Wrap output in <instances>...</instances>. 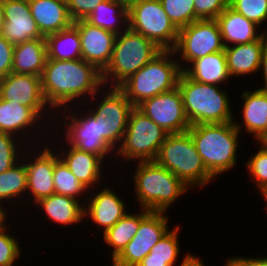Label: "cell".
<instances>
[{"instance_id":"6da1fadb","label":"cell","mask_w":267,"mask_h":266,"mask_svg":"<svg viewBox=\"0 0 267 266\" xmlns=\"http://www.w3.org/2000/svg\"><path fill=\"white\" fill-rule=\"evenodd\" d=\"M41 83L46 102L57 108L85 93L96 96L103 80L102 72L83 59H46Z\"/></svg>"},{"instance_id":"7a4b0ae2","label":"cell","mask_w":267,"mask_h":266,"mask_svg":"<svg viewBox=\"0 0 267 266\" xmlns=\"http://www.w3.org/2000/svg\"><path fill=\"white\" fill-rule=\"evenodd\" d=\"M241 126L233 122L191 125L187 130L206 169L214 177L234 167Z\"/></svg>"},{"instance_id":"3957f363","label":"cell","mask_w":267,"mask_h":266,"mask_svg":"<svg viewBox=\"0 0 267 266\" xmlns=\"http://www.w3.org/2000/svg\"><path fill=\"white\" fill-rule=\"evenodd\" d=\"M177 86L190 125L234 122L228 96L217 85L192 80L182 71Z\"/></svg>"},{"instance_id":"277c9868","label":"cell","mask_w":267,"mask_h":266,"mask_svg":"<svg viewBox=\"0 0 267 266\" xmlns=\"http://www.w3.org/2000/svg\"><path fill=\"white\" fill-rule=\"evenodd\" d=\"M170 54H174L173 50H162L119 86L134 107L145 99L177 87L182 67L170 57L168 60Z\"/></svg>"},{"instance_id":"5b68a950","label":"cell","mask_w":267,"mask_h":266,"mask_svg":"<svg viewBox=\"0 0 267 266\" xmlns=\"http://www.w3.org/2000/svg\"><path fill=\"white\" fill-rule=\"evenodd\" d=\"M177 176L187 187L204 186L212 179L188 131L168 134L154 160Z\"/></svg>"},{"instance_id":"8992f818","label":"cell","mask_w":267,"mask_h":266,"mask_svg":"<svg viewBox=\"0 0 267 266\" xmlns=\"http://www.w3.org/2000/svg\"><path fill=\"white\" fill-rule=\"evenodd\" d=\"M137 166L135 191L144 209L165 212L187 190L177 176L155 161L140 162Z\"/></svg>"},{"instance_id":"52a82bcc","label":"cell","mask_w":267,"mask_h":266,"mask_svg":"<svg viewBox=\"0 0 267 266\" xmlns=\"http://www.w3.org/2000/svg\"><path fill=\"white\" fill-rule=\"evenodd\" d=\"M121 34L116 37L111 61L102 72L104 84L110 79V75H114L113 87H119L162 51L151 40L128 26Z\"/></svg>"},{"instance_id":"ba28073f","label":"cell","mask_w":267,"mask_h":266,"mask_svg":"<svg viewBox=\"0 0 267 266\" xmlns=\"http://www.w3.org/2000/svg\"><path fill=\"white\" fill-rule=\"evenodd\" d=\"M127 25L161 50H173L176 46L179 29L165 13L160 0H128Z\"/></svg>"},{"instance_id":"9c48e42d","label":"cell","mask_w":267,"mask_h":266,"mask_svg":"<svg viewBox=\"0 0 267 266\" xmlns=\"http://www.w3.org/2000/svg\"><path fill=\"white\" fill-rule=\"evenodd\" d=\"M167 136L162 127L134 107L118 153L127 159H140L139 162L154 161Z\"/></svg>"},{"instance_id":"30bf717a","label":"cell","mask_w":267,"mask_h":266,"mask_svg":"<svg viewBox=\"0 0 267 266\" xmlns=\"http://www.w3.org/2000/svg\"><path fill=\"white\" fill-rule=\"evenodd\" d=\"M220 28L215 19H202L179 29L178 39L173 52L181 51L187 62L224 51Z\"/></svg>"},{"instance_id":"8fae6325","label":"cell","mask_w":267,"mask_h":266,"mask_svg":"<svg viewBox=\"0 0 267 266\" xmlns=\"http://www.w3.org/2000/svg\"><path fill=\"white\" fill-rule=\"evenodd\" d=\"M168 134L183 133L190 128L185 114L182 94L177 87L143 100L136 106Z\"/></svg>"},{"instance_id":"7c38bea8","label":"cell","mask_w":267,"mask_h":266,"mask_svg":"<svg viewBox=\"0 0 267 266\" xmlns=\"http://www.w3.org/2000/svg\"><path fill=\"white\" fill-rule=\"evenodd\" d=\"M164 212L151 211L139 224L137 233L113 260V266H137L151 248L169 231Z\"/></svg>"},{"instance_id":"4fadbf2b","label":"cell","mask_w":267,"mask_h":266,"mask_svg":"<svg viewBox=\"0 0 267 266\" xmlns=\"http://www.w3.org/2000/svg\"><path fill=\"white\" fill-rule=\"evenodd\" d=\"M71 116L72 123L68 125L66 138L70 146L87 153L95 154L102 159L106 153L111 152L108 145L107 121L95 112L83 119Z\"/></svg>"},{"instance_id":"5bb4252c","label":"cell","mask_w":267,"mask_h":266,"mask_svg":"<svg viewBox=\"0 0 267 266\" xmlns=\"http://www.w3.org/2000/svg\"><path fill=\"white\" fill-rule=\"evenodd\" d=\"M4 22L0 34L16 45L37 38H45L31 15L28 0H1Z\"/></svg>"},{"instance_id":"9a60e30c","label":"cell","mask_w":267,"mask_h":266,"mask_svg":"<svg viewBox=\"0 0 267 266\" xmlns=\"http://www.w3.org/2000/svg\"><path fill=\"white\" fill-rule=\"evenodd\" d=\"M73 24L80 35L82 59L103 72L111 61L117 35L91 25L85 19L76 20Z\"/></svg>"},{"instance_id":"2e32d148","label":"cell","mask_w":267,"mask_h":266,"mask_svg":"<svg viewBox=\"0 0 267 266\" xmlns=\"http://www.w3.org/2000/svg\"><path fill=\"white\" fill-rule=\"evenodd\" d=\"M0 98L33 108L39 115L47 102L42 92L41 77L10 73L0 79Z\"/></svg>"},{"instance_id":"e0dca14e","label":"cell","mask_w":267,"mask_h":266,"mask_svg":"<svg viewBox=\"0 0 267 266\" xmlns=\"http://www.w3.org/2000/svg\"><path fill=\"white\" fill-rule=\"evenodd\" d=\"M104 97L95 113L107 121L108 145L114 149L115 142L124 138L134 106L119 87H113Z\"/></svg>"},{"instance_id":"ac0fdd59","label":"cell","mask_w":267,"mask_h":266,"mask_svg":"<svg viewBox=\"0 0 267 266\" xmlns=\"http://www.w3.org/2000/svg\"><path fill=\"white\" fill-rule=\"evenodd\" d=\"M28 1L31 15L44 37L66 29L74 22L68 12L67 0Z\"/></svg>"},{"instance_id":"d6986e66","label":"cell","mask_w":267,"mask_h":266,"mask_svg":"<svg viewBox=\"0 0 267 266\" xmlns=\"http://www.w3.org/2000/svg\"><path fill=\"white\" fill-rule=\"evenodd\" d=\"M25 167L28 179L27 189L31 191L35 202L55 194L53 178L55 155L50 149L43 150L34 162L25 164Z\"/></svg>"},{"instance_id":"ffe728a7","label":"cell","mask_w":267,"mask_h":266,"mask_svg":"<svg viewBox=\"0 0 267 266\" xmlns=\"http://www.w3.org/2000/svg\"><path fill=\"white\" fill-rule=\"evenodd\" d=\"M215 20L219 25L225 47L228 46L225 42L235 43V45L248 44L263 36L262 33L256 34L257 24L236 12L229 5Z\"/></svg>"},{"instance_id":"44dd1931","label":"cell","mask_w":267,"mask_h":266,"mask_svg":"<svg viewBox=\"0 0 267 266\" xmlns=\"http://www.w3.org/2000/svg\"><path fill=\"white\" fill-rule=\"evenodd\" d=\"M46 59V38L16 44L13 50L12 73L41 77Z\"/></svg>"},{"instance_id":"7402d4cb","label":"cell","mask_w":267,"mask_h":266,"mask_svg":"<svg viewBox=\"0 0 267 266\" xmlns=\"http://www.w3.org/2000/svg\"><path fill=\"white\" fill-rule=\"evenodd\" d=\"M264 35L252 43L225 47L228 72L230 76L244 75L259 70L262 49L265 44Z\"/></svg>"},{"instance_id":"603a6c76","label":"cell","mask_w":267,"mask_h":266,"mask_svg":"<svg viewBox=\"0 0 267 266\" xmlns=\"http://www.w3.org/2000/svg\"><path fill=\"white\" fill-rule=\"evenodd\" d=\"M244 124L248 133H254L256 139L263 141L267 137V88L243 93Z\"/></svg>"},{"instance_id":"cb8c5ba5","label":"cell","mask_w":267,"mask_h":266,"mask_svg":"<svg viewBox=\"0 0 267 266\" xmlns=\"http://www.w3.org/2000/svg\"><path fill=\"white\" fill-rule=\"evenodd\" d=\"M84 213L85 215L89 213L95 223L104 226V233L126 214L124 201L107 188L93 197L90 205L84 209Z\"/></svg>"},{"instance_id":"d4e9b609","label":"cell","mask_w":267,"mask_h":266,"mask_svg":"<svg viewBox=\"0 0 267 266\" xmlns=\"http://www.w3.org/2000/svg\"><path fill=\"white\" fill-rule=\"evenodd\" d=\"M192 64V69H182L192 80L217 85L230 77L224 51L198 58Z\"/></svg>"},{"instance_id":"484cf974","label":"cell","mask_w":267,"mask_h":266,"mask_svg":"<svg viewBox=\"0 0 267 266\" xmlns=\"http://www.w3.org/2000/svg\"><path fill=\"white\" fill-rule=\"evenodd\" d=\"M47 59L77 60L82 59L81 42L77 27H70L46 37Z\"/></svg>"},{"instance_id":"4316f807","label":"cell","mask_w":267,"mask_h":266,"mask_svg":"<svg viewBox=\"0 0 267 266\" xmlns=\"http://www.w3.org/2000/svg\"><path fill=\"white\" fill-rule=\"evenodd\" d=\"M66 155L62 160L83 186L87 188L99 180L101 157L80 151L73 146Z\"/></svg>"},{"instance_id":"83f0119b","label":"cell","mask_w":267,"mask_h":266,"mask_svg":"<svg viewBox=\"0 0 267 266\" xmlns=\"http://www.w3.org/2000/svg\"><path fill=\"white\" fill-rule=\"evenodd\" d=\"M50 219L61 224H71L81 221L85 215L82 205L72 197L52 194L38 202Z\"/></svg>"},{"instance_id":"f1b7e54d","label":"cell","mask_w":267,"mask_h":266,"mask_svg":"<svg viewBox=\"0 0 267 266\" xmlns=\"http://www.w3.org/2000/svg\"><path fill=\"white\" fill-rule=\"evenodd\" d=\"M142 214H125L103 235L108 245L113 246V260L122 252L129 241L137 233L140 222L151 212L147 209Z\"/></svg>"},{"instance_id":"f546056e","label":"cell","mask_w":267,"mask_h":266,"mask_svg":"<svg viewBox=\"0 0 267 266\" xmlns=\"http://www.w3.org/2000/svg\"><path fill=\"white\" fill-rule=\"evenodd\" d=\"M38 117L40 115L33 108L0 98V132L13 135V132L31 126Z\"/></svg>"},{"instance_id":"4dcf8cb0","label":"cell","mask_w":267,"mask_h":266,"mask_svg":"<svg viewBox=\"0 0 267 266\" xmlns=\"http://www.w3.org/2000/svg\"><path fill=\"white\" fill-rule=\"evenodd\" d=\"M117 8L119 9L118 13L116 12L118 10ZM117 16H120L118 18H123V20L128 22V0H104L96 6L85 20L91 25L119 35Z\"/></svg>"},{"instance_id":"1f68e13d","label":"cell","mask_w":267,"mask_h":266,"mask_svg":"<svg viewBox=\"0 0 267 266\" xmlns=\"http://www.w3.org/2000/svg\"><path fill=\"white\" fill-rule=\"evenodd\" d=\"M178 231V226L168 231L137 266H173L179 253Z\"/></svg>"},{"instance_id":"d6a6232c","label":"cell","mask_w":267,"mask_h":266,"mask_svg":"<svg viewBox=\"0 0 267 266\" xmlns=\"http://www.w3.org/2000/svg\"><path fill=\"white\" fill-rule=\"evenodd\" d=\"M53 178L55 194L69 196L76 199L75 195H78L87 189L71 173L68 166L62 160L61 156L55 155Z\"/></svg>"},{"instance_id":"836d02e7","label":"cell","mask_w":267,"mask_h":266,"mask_svg":"<svg viewBox=\"0 0 267 266\" xmlns=\"http://www.w3.org/2000/svg\"><path fill=\"white\" fill-rule=\"evenodd\" d=\"M27 182L25 164L22 166L15 164L9 170L0 173V201L22 194L27 190Z\"/></svg>"},{"instance_id":"e575fe53","label":"cell","mask_w":267,"mask_h":266,"mask_svg":"<svg viewBox=\"0 0 267 266\" xmlns=\"http://www.w3.org/2000/svg\"><path fill=\"white\" fill-rule=\"evenodd\" d=\"M165 13L178 28L199 20L195 16L194 0H160Z\"/></svg>"},{"instance_id":"d590c367","label":"cell","mask_w":267,"mask_h":266,"mask_svg":"<svg viewBox=\"0 0 267 266\" xmlns=\"http://www.w3.org/2000/svg\"><path fill=\"white\" fill-rule=\"evenodd\" d=\"M229 6L257 25L267 19V0H234Z\"/></svg>"},{"instance_id":"8d00e7d4","label":"cell","mask_w":267,"mask_h":266,"mask_svg":"<svg viewBox=\"0 0 267 266\" xmlns=\"http://www.w3.org/2000/svg\"><path fill=\"white\" fill-rule=\"evenodd\" d=\"M262 148L247 163L250 173L255 177L259 190L267 186V147L261 142Z\"/></svg>"},{"instance_id":"74e56055","label":"cell","mask_w":267,"mask_h":266,"mask_svg":"<svg viewBox=\"0 0 267 266\" xmlns=\"http://www.w3.org/2000/svg\"><path fill=\"white\" fill-rule=\"evenodd\" d=\"M5 227L4 224L0 227V266H13L20 249L16 239L6 234Z\"/></svg>"},{"instance_id":"f35d334b","label":"cell","mask_w":267,"mask_h":266,"mask_svg":"<svg viewBox=\"0 0 267 266\" xmlns=\"http://www.w3.org/2000/svg\"><path fill=\"white\" fill-rule=\"evenodd\" d=\"M228 6L225 0H194L195 16L199 19H216Z\"/></svg>"},{"instance_id":"ab89813d","label":"cell","mask_w":267,"mask_h":266,"mask_svg":"<svg viewBox=\"0 0 267 266\" xmlns=\"http://www.w3.org/2000/svg\"><path fill=\"white\" fill-rule=\"evenodd\" d=\"M12 134L0 132V173L16 164V149Z\"/></svg>"},{"instance_id":"60d3db41","label":"cell","mask_w":267,"mask_h":266,"mask_svg":"<svg viewBox=\"0 0 267 266\" xmlns=\"http://www.w3.org/2000/svg\"><path fill=\"white\" fill-rule=\"evenodd\" d=\"M104 0H67L68 12L73 21L85 19Z\"/></svg>"},{"instance_id":"b9f144b4","label":"cell","mask_w":267,"mask_h":266,"mask_svg":"<svg viewBox=\"0 0 267 266\" xmlns=\"http://www.w3.org/2000/svg\"><path fill=\"white\" fill-rule=\"evenodd\" d=\"M14 46L0 34V79L12 72Z\"/></svg>"},{"instance_id":"7bdbcfd3","label":"cell","mask_w":267,"mask_h":266,"mask_svg":"<svg viewBox=\"0 0 267 266\" xmlns=\"http://www.w3.org/2000/svg\"><path fill=\"white\" fill-rule=\"evenodd\" d=\"M232 266H267V258L252 259V258H232Z\"/></svg>"},{"instance_id":"ee69618b","label":"cell","mask_w":267,"mask_h":266,"mask_svg":"<svg viewBox=\"0 0 267 266\" xmlns=\"http://www.w3.org/2000/svg\"><path fill=\"white\" fill-rule=\"evenodd\" d=\"M263 68L264 73V79H265V86L264 88H267V41H265V44L262 49V55H261V66Z\"/></svg>"},{"instance_id":"f6af8a7d","label":"cell","mask_w":267,"mask_h":266,"mask_svg":"<svg viewBox=\"0 0 267 266\" xmlns=\"http://www.w3.org/2000/svg\"><path fill=\"white\" fill-rule=\"evenodd\" d=\"M199 260L200 259H198L197 257L195 258L194 256L188 254L184 258L180 266H204L203 263Z\"/></svg>"},{"instance_id":"bcb514c9","label":"cell","mask_w":267,"mask_h":266,"mask_svg":"<svg viewBox=\"0 0 267 266\" xmlns=\"http://www.w3.org/2000/svg\"><path fill=\"white\" fill-rule=\"evenodd\" d=\"M5 211L2 209V207L0 206V227L2 226L3 224V221L5 220Z\"/></svg>"},{"instance_id":"7dc6e473","label":"cell","mask_w":267,"mask_h":266,"mask_svg":"<svg viewBox=\"0 0 267 266\" xmlns=\"http://www.w3.org/2000/svg\"><path fill=\"white\" fill-rule=\"evenodd\" d=\"M3 22H4V14H3V7L1 4V0H0V29H1Z\"/></svg>"},{"instance_id":"c3c4849f","label":"cell","mask_w":267,"mask_h":266,"mask_svg":"<svg viewBox=\"0 0 267 266\" xmlns=\"http://www.w3.org/2000/svg\"><path fill=\"white\" fill-rule=\"evenodd\" d=\"M260 191L264 195V198L266 199L265 201H267V186L262 188V189H260Z\"/></svg>"},{"instance_id":"681fc988","label":"cell","mask_w":267,"mask_h":266,"mask_svg":"<svg viewBox=\"0 0 267 266\" xmlns=\"http://www.w3.org/2000/svg\"><path fill=\"white\" fill-rule=\"evenodd\" d=\"M262 143L267 147V137L262 141Z\"/></svg>"},{"instance_id":"f907efd6","label":"cell","mask_w":267,"mask_h":266,"mask_svg":"<svg viewBox=\"0 0 267 266\" xmlns=\"http://www.w3.org/2000/svg\"><path fill=\"white\" fill-rule=\"evenodd\" d=\"M226 266H232L231 265V258L228 260V262H227V265Z\"/></svg>"},{"instance_id":"816d5d0a","label":"cell","mask_w":267,"mask_h":266,"mask_svg":"<svg viewBox=\"0 0 267 266\" xmlns=\"http://www.w3.org/2000/svg\"><path fill=\"white\" fill-rule=\"evenodd\" d=\"M234 0H225V2L229 5Z\"/></svg>"},{"instance_id":"f5cc1de1","label":"cell","mask_w":267,"mask_h":266,"mask_svg":"<svg viewBox=\"0 0 267 266\" xmlns=\"http://www.w3.org/2000/svg\"><path fill=\"white\" fill-rule=\"evenodd\" d=\"M264 37H265V40L267 41V33H263Z\"/></svg>"}]
</instances>
